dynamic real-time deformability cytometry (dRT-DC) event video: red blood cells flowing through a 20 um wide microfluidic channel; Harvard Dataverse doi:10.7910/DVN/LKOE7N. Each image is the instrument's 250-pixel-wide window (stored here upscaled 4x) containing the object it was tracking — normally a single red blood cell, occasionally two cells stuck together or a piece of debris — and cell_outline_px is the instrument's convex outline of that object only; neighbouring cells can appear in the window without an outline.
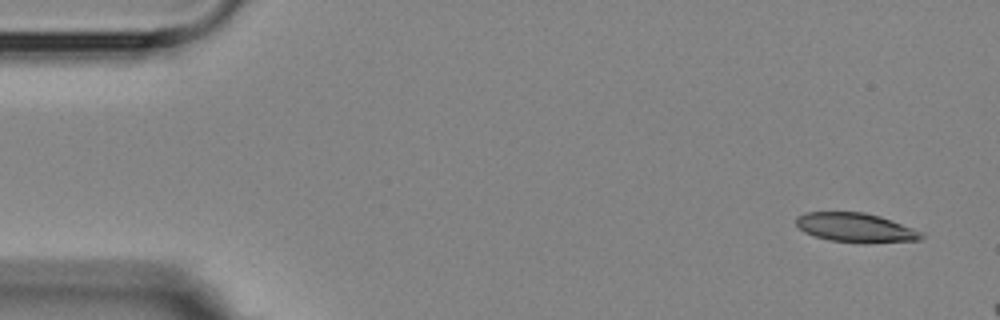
{"species": "Egyptian fruit bat (a non-hibernating species)", "species_latin": "Rousettus aegyptiacus", "temperature_condition": "room temperature", "stored_images_in_passage": 3, "camera_frame_rate_fps": 3000, "um_per_image_px": 0.085, "animal": {"sex": "female"}, "frame": {"image": 1, "passage_image": 1, "time_ms": 0.0, "image_size_px": [1000, 320], "cell_outline_px": [[924, 236], [920, 240], [864, 244], [832, 240], [816, 236], [804, 232], [796, 224], [796, 216], [804, 212], [864, 212], [880, 216], [924, 232]], "centroid_in_image_um": [72.76, 19.35], "position_along_channel_um": 12.2, "area_um2": 21.5}}